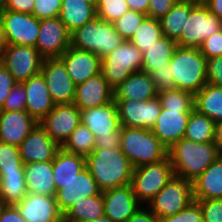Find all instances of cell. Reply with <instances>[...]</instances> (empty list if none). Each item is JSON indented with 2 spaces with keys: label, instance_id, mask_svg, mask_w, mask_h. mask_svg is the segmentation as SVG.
I'll return each instance as SVG.
<instances>
[{
  "label": "cell",
  "instance_id": "13",
  "mask_svg": "<svg viewBox=\"0 0 222 222\" xmlns=\"http://www.w3.org/2000/svg\"><path fill=\"white\" fill-rule=\"evenodd\" d=\"M71 33L59 17L40 20L36 49L44 59L59 58L69 47Z\"/></svg>",
  "mask_w": 222,
  "mask_h": 222
},
{
  "label": "cell",
  "instance_id": "50",
  "mask_svg": "<svg viewBox=\"0 0 222 222\" xmlns=\"http://www.w3.org/2000/svg\"><path fill=\"white\" fill-rule=\"evenodd\" d=\"M16 84L12 74L8 69L0 62V110L2 105L10 93V90Z\"/></svg>",
  "mask_w": 222,
  "mask_h": 222
},
{
  "label": "cell",
  "instance_id": "58",
  "mask_svg": "<svg viewBox=\"0 0 222 222\" xmlns=\"http://www.w3.org/2000/svg\"><path fill=\"white\" fill-rule=\"evenodd\" d=\"M214 144L217 146L218 152L222 155V121L216 123Z\"/></svg>",
  "mask_w": 222,
  "mask_h": 222
},
{
  "label": "cell",
  "instance_id": "52",
  "mask_svg": "<svg viewBox=\"0 0 222 222\" xmlns=\"http://www.w3.org/2000/svg\"><path fill=\"white\" fill-rule=\"evenodd\" d=\"M120 131H121V126L117 130L109 132V135L97 136L95 149L120 148V141H121Z\"/></svg>",
  "mask_w": 222,
  "mask_h": 222
},
{
  "label": "cell",
  "instance_id": "10",
  "mask_svg": "<svg viewBox=\"0 0 222 222\" xmlns=\"http://www.w3.org/2000/svg\"><path fill=\"white\" fill-rule=\"evenodd\" d=\"M44 58L33 46L7 45L0 62L12 74L16 83H22L40 73Z\"/></svg>",
  "mask_w": 222,
  "mask_h": 222
},
{
  "label": "cell",
  "instance_id": "38",
  "mask_svg": "<svg viewBox=\"0 0 222 222\" xmlns=\"http://www.w3.org/2000/svg\"><path fill=\"white\" fill-rule=\"evenodd\" d=\"M163 37L159 19L146 17L135 31L130 42L135 45L142 54L147 51L154 42Z\"/></svg>",
  "mask_w": 222,
  "mask_h": 222
},
{
  "label": "cell",
  "instance_id": "9",
  "mask_svg": "<svg viewBox=\"0 0 222 222\" xmlns=\"http://www.w3.org/2000/svg\"><path fill=\"white\" fill-rule=\"evenodd\" d=\"M222 20L211 13L205 5H196L189 14L177 46L200 48L204 40L219 31Z\"/></svg>",
  "mask_w": 222,
  "mask_h": 222
},
{
  "label": "cell",
  "instance_id": "56",
  "mask_svg": "<svg viewBox=\"0 0 222 222\" xmlns=\"http://www.w3.org/2000/svg\"><path fill=\"white\" fill-rule=\"evenodd\" d=\"M149 2L150 0H126L130 10L141 12L146 15L148 13Z\"/></svg>",
  "mask_w": 222,
  "mask_h": 222
},
{
  "label": "cell",
  "instance_id": "18",
  "mask_svg": "<svg viewBox=\"0 0 222 222\" xmlns=\"http://www.w3.org/2000/svg\"><path fill=\"white\" fill-rule=\"evenodd\" d=\"M104 215L112 222H126L141 206L131 185L102 192Z\"/></svg>",
  "mask_w": 222,
  "mask_h": 222
},
{
  "label": "cell",
  "instance_id": "37",
  "mask_svg": "<svg viewBox=\"0 0 222 222\" xmlns=\"http://www.w3.org/2000/svg\"><path fill=\"white\" fill-rule=\"evenodd\" d=\"M61 148L69 153L86 157L96 148V138L87 126L80 123Z\"/></svg>",
  "mask_w": 222,
  "mask_h": 222
},
{
  "label": "cell",
  "instance_id": "30",
  "mask_svg": "<svg viewBox=\"0 0 222 222\" xmlns=\"http://www.w3.org/2000/svg\"><path fill=\"white\" fill-rule=\"evenodd\" d=\"M97 17L96 7L85 0H62L59 19L72 33Z\"/></svg>",
  "mask_w": 222,
  "mask_h": 222
},
{
  "label": "cell",
  "instance_id": "26",
  "mask_svg": "<svg viewBox=\"0 0 222 222\" xmlns=\"http://www.w3.org/2000/svg\"><path fill=\"white\" fill-rule=\"evenodd\" d=\"M113 93L114 99L137 101H147L155 98L158 94L151 75L143 71L132 73L113 89Z\"/></svg>",
  "mask_w": 222,
  "mask_h": 222
},
{
  "label": "cell",
  "instance_id": "45",
  "mask_svg": "<svg viewBox=\"0 0 222 222\" xmlns=\"http://www.w3.org/2000/svg\"><path fill=\"white\" fill-rule=\"evenodd\" d=\"M62 0H34L32 15L37 19L59 17Z\"/></svg>",
  "mask_w": 222,
  "mask_h": 222
},
{
  "label": "cell",
  "instance_id": "47",
  "mask_svg": "<svg viewBox=\"0 0 222 222\" xmlns=\"http://www.w3.org/2000/svg\"><path fill=\"white\" fill-rule=\"evenodd\" d=\"M200 51L206 59L222 56V29L206 38Z\"/></svg>",
  "mask_w": 222,
  "mask_h": 222
},
{
  "label": "cell",
  "instance_id": "14",
  "mask_svg": "<svg viewBox=\"0 0 222 222\" xmlns=\"http://www.w3.org/2000/svg\"><path fill=\"white\" fill-rule=\"evenodd\" d=\"M47 134L61 147L81 123L80 109L73 103L56 104L39 122Z\"/></svg>",
  "mask_w": 222,
  "mask_h": 222
},
{
  "label": "cell",
  "instance_id": "54",
  "mask_svg": "<svg viewBox=\"0 0 222 222\" xmlns=\"http://www.w3.org/2000/svg\"><path fill=\"white\" fill-rule=\"evenodd\" d=\"M0 222H26L16 205H0Z\"/></svg>",
  "mask_w": 222,
  "mask_h": 222
},
{
  "label": "cell",
  "instance_id": "46",
  "mask_svg": "<svg viewBox=\"0 0 222 222\" xmlns=\"http://www.w3.org/2000/svg\"><path fill=\"white\" fill-rule=\"evenodd\" d=\"M200 205L204 222H222V199H194Z\"/></svg>",
  "mask_w": 222,
  "mask_h": 222
},
{
  "label": "cell",
  "instance_id": "63",
  "mask_svg": "<svg viewBox=\"0 0 222 222\" xmlns=\"http://www.w3.org/2000/svg\"><path fill=\"white\" fill-rule=\"evenodd\" d=\"M5 3H6V0H0V10L3 9Z\"/></svg>",
  "mask_w": 222,
  "mask_h": 222
},
{
  "label": "cell",
  "instance_id": "3",
  "mask_svg": "<svg viewBox=\"0 0 222 222\" xmlns=\"http://www.w3.org/2000/svg\"><path fill=\"white\" fill-rule=\"evenodd\" d=\"M120 149L134 168L160 162L168 157V149L150 129L121 126Z\"/></svg>",
  "mask_w": 222,
  "mask_h": 222
},
{
  "label": "cell",
  "instance_id": "35",
  "mask_svg": "<svg viewBox=\"0 0 222 222\" xmlns=\"http://www.w3.org/2000/svg\"><path fill=\"white\" fill-rule=\"evenodd\" d=\"M2 205H16L27 195L24 171L0 173Z\"/></svg>",
  "mask_w": 222,
  "mask_h": 222
},
{
  "label": "cell",
  "instance_id": "36",
  "mask_svg": "<svg viewBox=\"0 0 222 222\" xmlns=\"http://www.w3.org/2000/svg\"><path fill=\"white\" fill-rule=\"evenodd\" d=\"M216 123L194 109L188 119L184 139L197 142H214Z\"/></svg>",
  "mask_w": 222,
  "mask_h": 222
},
{
  "label": "cell",
  "instance_id": "48",
  "mask_svg": "<svg viewBox=\"0 0 222 222\" xmlns=\"http://www.w3.org/2000/svg\"><path fill=\"white\" fill-rule=\"evenodd\" d=\"M150 75L158 93L176 89L174 80L171 78V67L169 65L151 72Z\"/></svg>",
  "mask_w": 222,
  "mask_h": 222
},
{
  "label": "cell",
  "instance_id": "25",
  "mask_svg": "<svg viewBox=\"0 0 222 222\" xmlns=\"http://www.w3.org/2000/svg\"><path fill=\"white\" fill-rule=\"evenodd\" d=\"M81 123L89 128L95 138L109 135L121 125L116 102L113 100L105 105L80 110Z\"/></svg>",
  "mask_w": 222,
  "mask_h": 222
},
{
  "label": "cell",
  "instance_id": "8",
  "mask_svg": "<svg viewBox=\"0 0 222 222\" xmlns=\"http://www.w3.org/2000/svg\"><path fill=\"white\" fill-rule=\"evenodd\" d=\"M192 201V182L174 175L147 205L158 218H164L181 212Z\"/></svg>",
  "mask_w": 222,
  "mask_h": 222
},
{
  "label": "cell",
  "instance_id": "49",
  "mask_svg": "<svg viewBox=\"0 0 222 222\" xmlns=\"http://www.w3.org/2000/svg\"><path fill=\"white\" fill-rule=\"evenodd\" d=\"M206 83L222 87V56L207 59Z\"/></svg>",
  "mask_w": 222,
  "mask_h": 222
},
{
  "label": "cell",
  "instance_id": "22",
  "mask_svg": "<svg viewBox=\"0 0 222 222\" xmlns=\"http://www.w3.org/2000/svg\"><path fill=\"white\" fill-rule=\"evenodd\" d=\"M113 100V88L104 79L102 73H99L76 85L73 104L80 110H85L105 105Z\"/></svg>",
  "mask_w": 222,
  "mask_h": 222
},
{
  "label": "cell",
  "instance_id": "31",
  "mask_svg": "<svg viewBox=\"0 0 222 222\" xmlns=\"http://www.w3.org/2000/svg\"><path fill=\"white\" fill-rule=\"evenodd\" d=\"M176 47L177 42L166 36L158 39L142 54L143 65L141 71L150 74L168 66Z\"/></svg>",
  "mask_w": 222,
  "mask_h": 222
},
{
  "label": "cell",
  "instance_id": "23",
  "mask_svg": "<svg viewBox=\"0 0 222 222\" xmlns=\"http://www.w3.org/2000/svg\"><path fill=\"white\" fill-rule=\"evenodd\" d=\"M26 89L25 111L38 123L55 107L45 78L40 73L22 82Z\"/></svg>",
  "mask_w": 222,
  "mask_h": 222
},
{
  "label": "cell",
  "instance_id": "59",
  "mask_svg": "<svg viewBox=\"0 0 222 222\" xmlns=\"http://www.w3.org/2000/svg\"><path fill=\"white\" fill-rule=\"evenodd\" d=\"M8 45L2 22L0 21V55L4 48Z\"/></svg>",
  "mask_w": 222,
  "mask_h": 222
},
{
  "label": "cell",
  "instance_id": "42",
  "mask_svg": "<svg viewBox=\"0 0 222 222\" xmlns=\"http://www.w3.org/2000/svg\"><path fill=\"white\" fill-rule=\"evenodd\" d=\"M128 10L126 0H99L96 7L97 17L110 23L115 22Z\"/></svg>",
  "mask_w": 222,
  "mask_h": 222
},
{
  "label": "cell",
  "instance_id": "29",
  "mask_svg": "<svg viewBox=\"0 0 222 222\" xmlns=\"http://www.w3.org/2000/svg\"><path fill=\"white\" fill-rule=\"evenodd\" d=\"M84 168V156L69 153L60 148L53 160V178L56 191L62 189V184L73 180Z\"/></svg>",
  "mask_w": 222,
  "mask_h": 222
},
{
  "label": "cell",
  "instance_id": "41",
  "mask_svg": "<svg viewBox=\"0 0 222 222\" xmlns=\"http://www.w3.org/2000/svg\"><path fill=\"white\" fill-rule=\"evenodd\" d=\"M146 17V14L129 9L124 15L113 22V24L115 30L121 37L124 40L130 41L137 28Z\"/></svg>",
  "mask_w": 222,
  "mask_h": 222
},
{
  "label": "cell",
  "instance_id": "34",
  "mask_svg": "<svg viewBox=\"0 0 222 222\" xmlns=\"http://www.w3.org/2000/svg\"><path fill=\"white\" fill-rule=\"evenodd\" d=\"M104 215L102 193L91 197H83L76 201L63 214L65 222H90Z\"/></svg>",
  "mask_w": 222,
  "mask_h": 222
},
{
  "label": "cell",
  "instance_id": "27",
  "mask_svg": "<svg viewBox=\"0 0 222 222\" xmlns=\"http://www.w3.org/2000/svg\"><path fill=\"white\" fill-rule=\"evenodd\" d=\"M24 176L27 194L55 196L56 187L53 178V161L24 164Z\"/></svg>",
  "mask_w": 222,
  "mask_h": 222
},
{
  "label": "cell",
  "instance_id": "11",
  "mask_svg": "<svg viewBox=\"0 0 222 222\" xmlns=\"http://www.w3.org/2000/svg\"><path fill=\"white\" fill-rule=\"evenodd\" d=\"M0 21L9 45L36 47L40 31V20L32 14L0 10Z\"/></svg>",
  "mask_w": 222,
  "mask_h": 222
},
{
  "label": "cell",
  "instance_id": "12",
  "mask_svg": "<svg viewBox=\"0 0 222 222\" xmlns=\"http://www.w3.org/2000/svg\"><path fill=\"white\" fill-rule=\"evenodd\" d=\"M117 104L120 125L124 127L152 129L161 112L156 96L147 101L114 99Z\"/></svg>",
  "mask_w": 222,
  "mask_h": 222
},
{
  "label": "cell",
  "instance_id": "61",
  "mask_svg": "<svg viewBox=\"0 0 222 222\" xmlns=\"http://www.w3.org/2000/svg\"><path fill=\"white\" fill-rule=\"evenodd\" d=\"M195 5H205L209 0H187Z\"/></svg>",
  "mask_w": 222,
  "mask_h": 222
},
{
  "label": "cell",
  "instance_id": "43",
  "mask_svg": "<svg viewBox=\"0 0 222 222\" xmlns=\"http://www.w3.org/2000/svg\"><path fill=\"white\" fill-rule=\"evenodd\" d=\"M26 89L22 83H16L10 90L0 111H25Z\"/></svg>",
  "mask_w": 222,
  "mask_h": 222
},
{
  "label": "cell",
  "instance_id": "64",
  "mask_svg": "<svg viewBox=\"0 0 222 222\" xmlns=\"http://www.w3.org/2000/svg\"><path fill=\"white\" fill-rule=\"evenodd\" d=\"M0 205H2V203H1V190H0Z\"/></svg>",
  "mask_w": 222,
  "mask_h": 222
},
{
  "label": "cell",
  "instance_id": "57",
  "mask_svg": "<svg viewBox=\"0 0 222 222\" xmlns=\"http://www.w3.org/2000/svg\"><path fill=\"white\" fill-rule=\"evenodd\" d=\"M205 6L222 20V0H209Z\"/></svg>",
  "mask_w": 222,
  "mask_h": 222
},
{
  "label": "cell",
  "instance_id": "53",
  "mask_svg": "<svg viewBox=\"0 0 222 222\" xmlns=\"http://www.w3.org/2000/svg\"><path fill=\"white\" fill-rule=\"evenodd\" d=\"M33 6L34 0H6V3L1 10L32 14Z\"/></svg>",
  "mask_w": 222,
  "mask_h": 222
},
{
  "label": "cell",
  "instance_id": "44",
  "mask_svg": "<svg viewBox=\"0 0 222 222\" xmlns=\"http://www.w3.org/2000/svg\"><path fill=\"white\" fill-rule=\"evenodd\" d=\"M159 222H204L200 205L197 201H192L181 212L164 218H159Z\"/></svg>",
  "mask_w": 222,
  "mask_h": 222
},
{
  "label": "cell",
  "instance_id": "20",
  "mask_svg": "<svg viewBox=\"0 0 222 222\" xmlns=\"http://www.w3.org/2000/svg\"><path fill=\"white\" fill-rule=\"evenodd\" d=\"M59 59L64 63L75 85L101 73V58L92 52L70 46Z\"/></svg>",
  "mask_w": 222,
  "mask_h": 222
},
{
  "label": "cell",
  "instance_id": "39",
  "mask_svg": "<svg viewBox=\"0 0 222 222\" xmlns=\"http://www.w3.org/2000/svg\"><path fill=\"white\" fill-rule=\"evenodd\" d=\"M163 109L194 110V94L181 89H172L157 94Z\"/></svg>",
  "mask_w": 222,
  "mask_h": 222
},
{
  "label": "cell",
  "instance_id": "51",
  "mask_svg": "<svg viewBox=\"0 0 222 222\" xmlns=\"http://www.w3.org/2000/svg\"><path fill=\"white\" fill-rule=\"evenodd\" d=\"M178 0H150L148 7V17L160 19L163 17Z\"/></svg>",
  "mask_w": 222,
  "mask_h": 222
},
{
  "label": "cell",
  "instance_id": "24",
  "mask_svg": "<svg viewBox=\"0 0 222 222\" xmlns=\"http://www.w3.org/2000/svg\"><path fill=\"white\" fill-rule=\"evenodd\" d=\"M37 124L26 111H0V142L18 147Z\"/></svg>",
  "mask_w": 222,
  "mask_h": 222
},
{
  "label": "cell",
  "instance_id": "17",
  "mask_svg": "<svg viewBox=\"0 0 222 222\" xmlns=\"http://www.w3.org/2000/svg\"><path fill=\"white\" fill-rule=\"evenodd\" d=\"M192 111L161 109L160 115L151 130L168 150L184 138L187 122Z\"/></svg>",
  "mask_w": 222,
  "mask_h": 222
},
{
  "label": "cell",
  "instance_id": "1",
  "mask_svg": "<svg viewBox=\"0 0 222 222\" xmlns=\"http://www.w3.org/2000/svg\"><path fill=\"white\" fill-rule=\"evenodd\" d=\"M85 167L103 192L130 185L134 167L120 148L94 149Z\"/></svg>",
  "mask_w": 222,
  "mask_h": 222
},
{
  "label": "cell",
  "instance_id": "16",
  "mask_svg": "<svg viewBox=\"0 0 222 222\" xmlns=\"http://www.w3.org/2000/svg\"><path fill=\"white\" fill-rule=\"evenodd\" d=\"M23 164L50 162L61 148L38 123L18 146Z\"/></svg>",
  "mask_w": 222,
  "mask_h": 222
},
{
  "label": "cell",
  "instance_id": "4",
  "mask_svg": "<svg viewBox=\"0 0 222 222\" xmlns=\"http://www.w3.org/2000/svg\"><path fill=\"white\" fill-rule=\"evenodd\" d=\"M206 65L207 59L201 54L200 48L177 46L169 62L176 89L195 95L207 84Z\"/></svg>",
  "mask_w": 222,
  "mask_h": 222
},
{
  "label": "cell",
  "instance_id": "40",
  "mask_svg": "<svg viewBox=\"0 0 222 222\" xmlns=\"http://www.w3.org/2000/svg\"><path fill=\"white\" fill-rule=\"evenodd\" d=\"M24 171V164L19 154V148L0 142V173Z\"/></svg>",
  "mask_w": 222,
  "mask_h": 222
},
{
  "label": "cell",
  "instance_id": "28",
  "mask_svg": "<svg viewBox=\"0 0 222 222\" xmlns=\"http://www.w3.org/2000/svg\"><path fill=\"white\" fill-rule=\"evenodd\" d=\"M193 199H222V155L192 181Z\"/></svg>",
  "mask_w": 222,
  "mask_h": 222
},
{
  "label": "cell",
  "instance_id": "33",
  "mask_svg": "<svg viewBox=\"0 0 222 222\" xmlns=\"http://www.w3.org/2000/svg\"><path fill=\"white\" fill-rule=\"evenodd\" d=\"M194 109L211 118L222 121V87L206 84L194 95Z\"/></svg>",
  "mask_w": 222,
  "mask_h": 222
},
{
  "label": "cell",
  "instance_id": "15",
  "mask_svg": "<svg viewBox=\"0 0 222 222\" xmlns=\"http://www.w3.org/2000/svg\"><path fill=\"white\" fill-rule=\"evenodd\" d=\"M41 74L45 78L55 104H71L75 99L76 85L59 58L44 59Z\"/></svg>",
  "mask_w": 222,
  "mask_h": 222
},
{
  "label": "cell",
  "instance_id": "2",
  "mask_svg": "<svg viewBox=\"0 0 222 222\" xmlns=\"http://www.w3.org/2000/svg\"><path fill=\"white\" fill-rule=\"evenodd\" d=\"M220 155L214 142L197 143L184 138L168 150V157L174 174L191 182L201 175Z\"/></svg>",
  "mask_w": 222,
  "mask_h": 222
},
{
  "label": "cell",
  "instance_id": "7",
  "mask_svg": "<svg viewBox=\"0 0 222 222\" xmlns=\"http://www.w3.org/2000/svg\"><path fill=\"white\" fill-rule=\"evenodd\" d=\"M174 170L169 157L152 164L134 168L131 187L138 201L148 204L172 179Z\"/></svg>",
  "mask_w": 222,
  "mask_h": 222
},
{
  "label": "cell",
  "instance_id": "21",
  "mask_svg": "<svg viewBox=\"0 0 222 222\" xmlns=\"http://www.w3.org/2000/svg\"><path fill=\"white\" fill-rule=\"evenodd\" d=\"M97 182L85 167L70 182L62 184V189L56 191L55 199L59 210L64 214L71 205L84 197H91L101 194Z\"/></svg>",
  "mask_w": 222,
  "mask_h": 222
},
{
  "label": "cell",
  "instance_id": "19",
  "mask_svg": "<svg viewBox=\"0 0 222 222\" xmlns=\"http://www.w3.org/2000/svg\"><path fill=\"white\" fill-rule=\"evenodd\" d=\"M16 206L26 222H62L64 220L55 196L27 194Z\"/></svg>",
  "mask_w": 222,
  "mask_h": 222
},
{
  "label": "cell",
  "instance_id": "6",
  "mask_svg": "<svg viewBox=\"0 0 222 222\" xmlns=\"http://www.w3.org/2000/svg\"><path fill=\"white\" fill-rule=\"evenodd\" d=\"M142 52L130 41L123 43L101 59V73L115 89L132 73L142 70Z\"/></svg>",
  "mask_w": 222,
  "mask_h": 222
},
{
  "label": "cell",
  "instance_id": "32",
  "mask_svg": "<svg viewBox=\"0 0 222 222\" xmlns=\"http://www.w3.org/2000/svg\"><path fill=\"white\" fill-rule=\"evenodd\" d=\"M187 0H178L163 17L159 19L163 36L177 41L189 18L190 11L195 7Z\"/></svg>",
  "mask_w": 222,
  "mask_h": 222
},
{
  "label": "cell",
  "instance_id": "62",
  "mask_svg": "<svg viewBox=\"0 0 222 222\" xmlns=\"http://www.w3.org/2000/svg\"><path fill=\"white\" fill-rule=\"evenodd\" d=\"M87 3L93 5L94 7H97V4L99 0H85Z\"/></svg>",
  "mask_w": 222,
  "mask_h": 222
},
{
  "label": "cell",
  "instance_id": "5",
  "mask_svg": "<svg viewBox=\"0 0 222 222\" xmlns=\"http://www.w3.org/2000/svg\"><path fill=\"white\" fill-rule=\"evenodd\" d=\"M123 41L113 23L96 17L71 33L70 46L92 52L102 59Z\"/></svg>",
  "mask_w": 222,
  "mask_h": 222
},
{
  "label": "cell",
  "instance_id": "55",
  "mask_svg": "<svg viewBox=\"0 0 222 222\" xmlns=\"http://www.w3.org/2000/svg\"><path fill=\"white\" fill-rule=\"evenodd\" d=\"M144 206H141L126 222H159V218L147 208L148 206L146 209Z\"/></svg>",
  "mask_w": 222,
  "mask_h": 222
},
{
  "label": "cell",
  "instance_id": "60",
  "mask_svg": "<svg viewBox=\"0 0 222 222\" xmlns=\"http://www.w3.org/2000/svg\"><path fill=\"white\" fill-rule=\"evenodd\" d=\"M90 222H112V221L106 215H103V216L99 217L98 219H95Z\"/></svg>",
  "mask_w": 222,
  "mask_h": 222
}]
</instances>
